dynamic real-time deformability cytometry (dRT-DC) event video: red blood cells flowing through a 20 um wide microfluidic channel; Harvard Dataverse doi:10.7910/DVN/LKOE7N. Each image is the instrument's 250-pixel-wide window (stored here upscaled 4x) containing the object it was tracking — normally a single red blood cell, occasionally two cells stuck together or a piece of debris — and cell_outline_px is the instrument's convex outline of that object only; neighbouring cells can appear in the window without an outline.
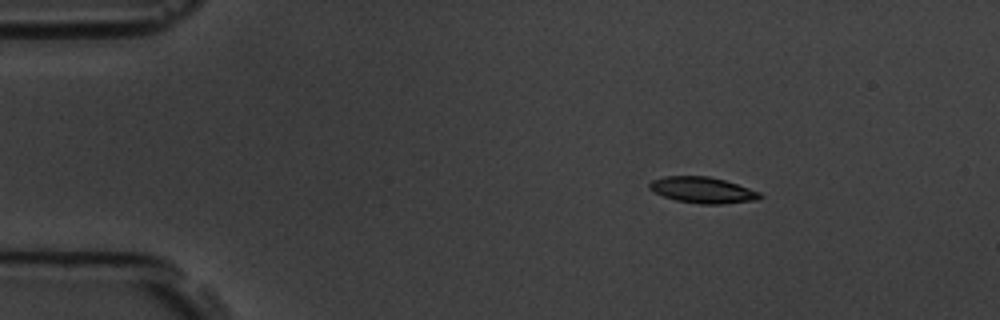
{"species": "common noctule bat (a hibernating species)", "species_latin": "Nyctalus noctula", "temperature_condition": "room temperature", "stored_images_in_passage": 7, "camera_frame_rate_fps": 3000, "um_per_image_px": 0.085, "animal": {"sex": "male", "body_mass_g": 19.5, "forearm_length_mm": 54.6}, "frame": {"image": 1, "passage_image": 2, "time_ms": 1.333, "image_size_px": [1000, 320], "cell_outline_px": [[764, 196], [756, 200], [724, 204], [700, 204], [676, 200], [664, 196], [648, 188], [648, 184], [652, 180], [664, 176], [708, 176], [724, 180], [760, 192]], "centroid_in_image_um": [59.72, 16.15], "position_along_channel_um": 25.3, "area_um2": 16.7}}
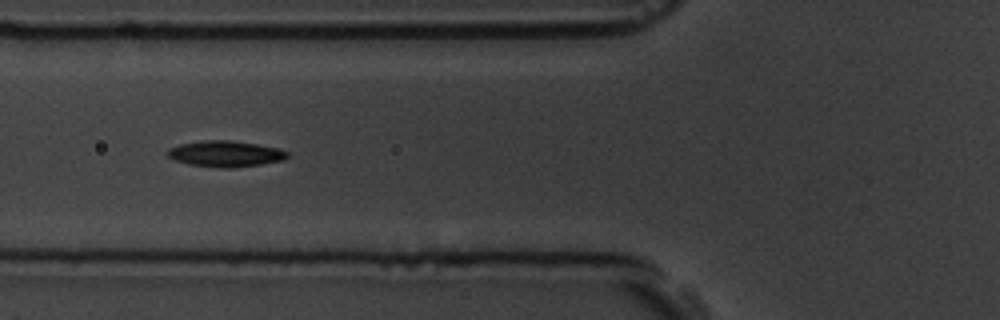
{"frame": {"image": 2, "passage_image": 5, "time_ms": 5.333, "image_size_px": [1000, 320], "cell_outline_px": [[288, 156], [284, 160], [260, 164], [228, 168], [224, 168], [188, 164], [176, 160], [168, 156], [168, 148], [180, 144], [204, 140], [232, 140], [280, 148], [288, 152]], "centroid_in_image_um": [19.18, 13.06], "position_along_channel_um": 106.6, "area_um2": 18.03}}
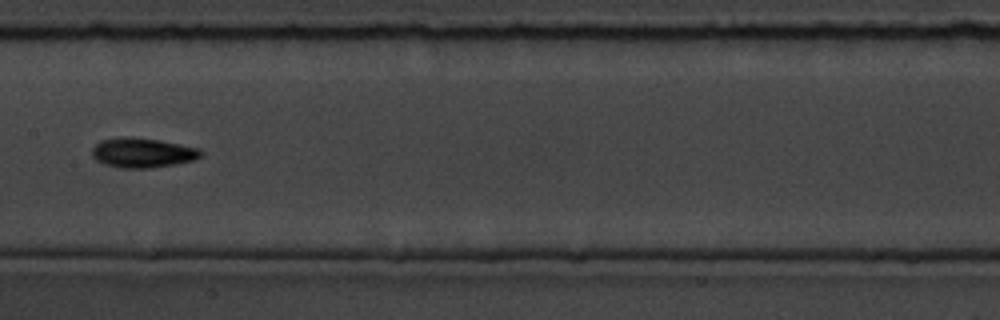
{"frame": {"image": 3, "passage_image": 7, "time_ms": 7.667, "image_size_px": [1000, 320], "cell_outline_px": [[204, 152], [200, 156], [192, 160], [176, 164], [152, 168], [120, 168], [104, 164], [96, 160], [92, 156], [92, 148], [100, 140], [160, 140], [200, 148]], "centroid_in_image_um": [12.16, 13.04], "position_along_channel_um": 195.2, "area_um2": 18.09}}